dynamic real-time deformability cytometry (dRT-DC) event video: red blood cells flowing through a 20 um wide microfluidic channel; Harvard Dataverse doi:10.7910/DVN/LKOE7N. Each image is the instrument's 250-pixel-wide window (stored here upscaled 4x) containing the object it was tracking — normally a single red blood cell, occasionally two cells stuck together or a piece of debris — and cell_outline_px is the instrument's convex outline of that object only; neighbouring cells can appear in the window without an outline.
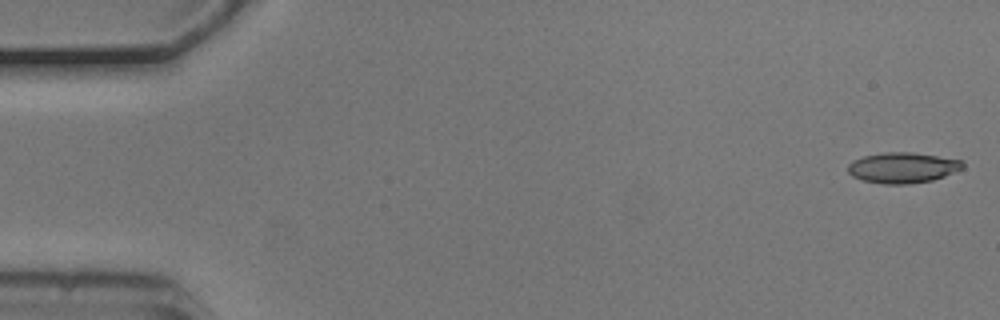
{"species": "common noctule bat (a hibernating species)", "species_latin": "Nyctalus noctula", "temperature_condition": "cold", "stored_images_in_passage": 4, "camera_frame_rate_fps": 3000, "um_per_image_px": 0.085, "animal": {"sex": "male", "body_mass_g": 20.5, "forearm_length_mm": 52.5}, "frame": {"image": 1, "passage_image": 1, "time_ms": 0.0, "image_size_px": [1000, 320], "cell_outline_px": [[964, 168], [944, 176], [932, 180], [908, 184], [884, 184], [864, 180], [852, 176], [848, 172], [848, 164], [852, 160], [864, 156], [884, 152], [912, 152], [964, 160]], "centroid_in_image_um": [76.74, 14.24], "position_along_channel_um": 8.3, "area_um2": 20.52}}
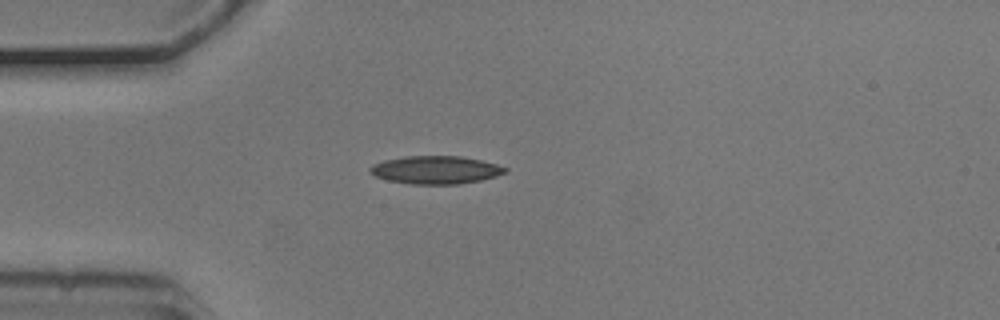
{"frame": {"image": 2, "passage_image": 4, "time_ms": 1.0, "image_size_px": [1000, 320], "cell_outline_px": [[508, 172], [496, 176], [480, 180], [460, 184], [408, 184], [388, 180], [376, 176], [368, 172], [368, 168], [372, 164], [384, 160], [404, 156], [460, 156], [480, 160], [496, 164], [508, 168]], "centroid_in_image_um": [37.01, 14.44], "position_along_channel_um": 48.0, "area_um2": 22.14}}